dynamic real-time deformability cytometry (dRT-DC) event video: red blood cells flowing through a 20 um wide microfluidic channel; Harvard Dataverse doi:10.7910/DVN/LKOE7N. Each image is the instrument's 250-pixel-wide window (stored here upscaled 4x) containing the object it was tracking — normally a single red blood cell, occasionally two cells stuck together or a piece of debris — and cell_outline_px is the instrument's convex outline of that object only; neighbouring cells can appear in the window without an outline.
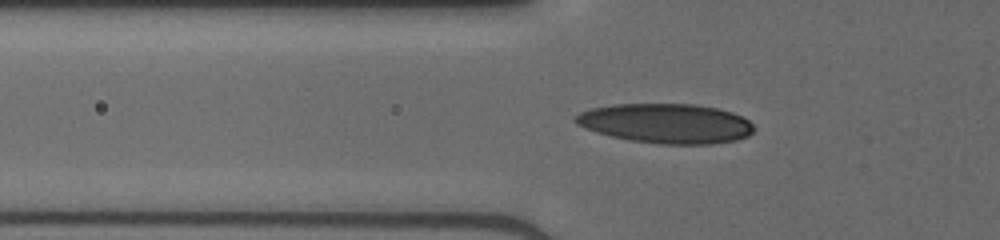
{"species": "human", "species_latin": "Homo sapiens", "temperature_condition": "cold", "stored_images_in_passage": 34, "camera_frame_rate_fps": 3000, "um_per_image_px": 0.085, "donor": {"sex": "male"}, "frame": {"image": 1, "passage_image": 3, "time_ms": 0.667, "image_size_px": [1000, 240], "cell_outline_px": [[752, 132], [748, 136], [736, 140], [712, 144], [660, 144], [628, 140], [596, 132], [584, 128], [576, 124], [572, 120], [572, 116], [580, 112], [592, 108], [616, 104], [692, 104], [720, 108], [744, 116], [752, 124]], "centroid_in_image_um": [56.6, 10.49], "position_along_channel_um": 69.2, "area_um2": 41.5}}
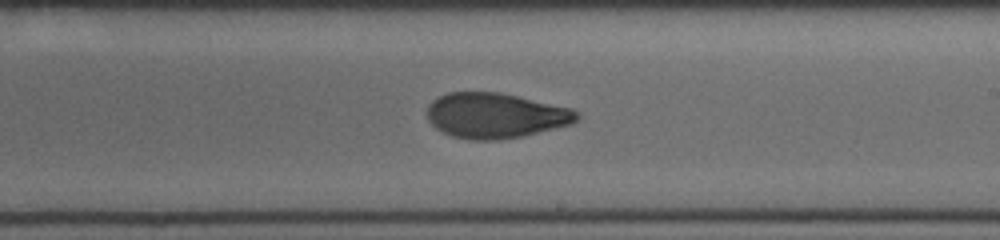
{"frame": {"image": 2, "passage_image": 16, "time_ms": 5.0, "image_size_px": [1000, 240], "cell_outline_px": [[580, 116], [572, 124], [524, 136], [496, 140], [472, 140], [452, 136], [436, 128], [428, 120], [428, 108], [432, 100], [448, 92], [500, 92], [572, 108], [580, 112]], "centroid_in_image_um": [42.15, 9.82], "position_along_channel_um": 246.9, "area_um2": 39.54}}
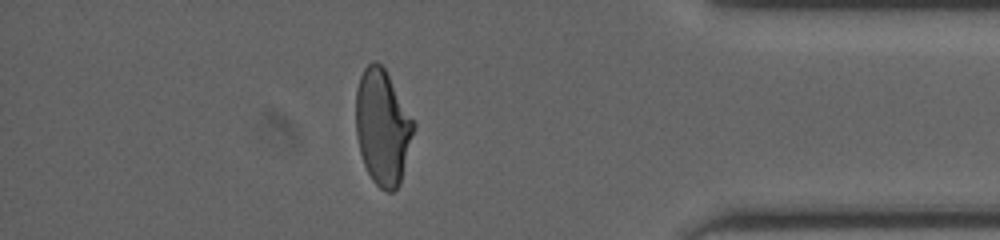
{"frame": {"image": 3, "passage_image": 29, "time_ms": 9.333, "image_size_px": [1000, 240], "cell_outline_px": [[416, 124], [400, 184], [392, 192], [388, 192], [380, 188], [372, 180], [364, 164], [360, 152], [356, 136], [356, 88], [360, 76], [364, 68], [372, 60], [376, 60], [384, 68]], "centroid_in_image_um": [32.51, 10.81], "position_along_channel_um": 402.7, "area_um2": 38.73}}